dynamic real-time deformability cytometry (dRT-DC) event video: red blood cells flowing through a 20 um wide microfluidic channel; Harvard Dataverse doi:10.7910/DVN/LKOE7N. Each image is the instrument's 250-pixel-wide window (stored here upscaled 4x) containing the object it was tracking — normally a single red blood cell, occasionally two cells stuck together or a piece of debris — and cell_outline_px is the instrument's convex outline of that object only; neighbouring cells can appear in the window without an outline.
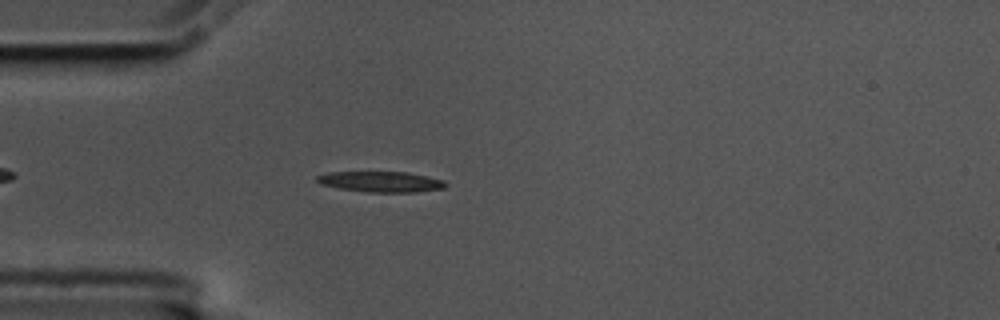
{"species": "common noctule bat (a hibernating species)", "species_latin": "Nyctalus noctula", "temperature_condition": "cold", "stored_images_in_passage": 5, "camera_frame_rate_fps": 3000, "um_per_image_px": 0.085, "animal": {"sex": "male", "body_mass_g": 17.5, "forearm_length_mm": 52.3}, "frame": {"image": 1, "passage_image": 5, "time_ms": 1.333, "image_size_px": [1000, 320], "cell_outline_px": [[448, 184], [444, 188], [416, 192], [368, 192], [340, 188], [320, 184], [316, 180], [316, 176], [328, 172], [408, 172], [428, 176], [444, 180]], "centroid_in_image_um": [32.4, 15.44], "position_along_channel_um": 52.6, "area_um2": 15.49}}